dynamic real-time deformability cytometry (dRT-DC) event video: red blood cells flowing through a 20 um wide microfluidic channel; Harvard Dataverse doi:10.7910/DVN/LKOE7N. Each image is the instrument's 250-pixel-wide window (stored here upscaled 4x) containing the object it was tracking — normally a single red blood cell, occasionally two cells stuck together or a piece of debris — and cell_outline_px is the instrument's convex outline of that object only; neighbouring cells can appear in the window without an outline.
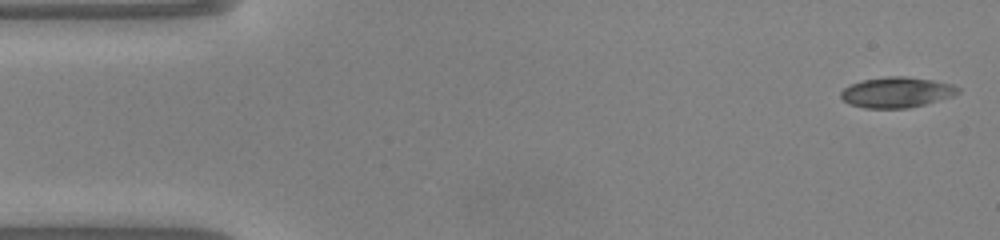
{"species": "common noctule bat (a hibernating species)", "species_latin": "Nyctalus noctula", "temperature_condition": "warm", "stored_images_in_passage": 48, "camera_frame_rate_fps": 3000, "um_per_image_px": 0.085, "animal": {"sex": "male", "body_mass_g": 20.0, "forearm_length_mm": 53.3}, "frame": {"image": 1, "passage_image": 1, "time_ms": 0.0, "image_size_px": [1000, 240], "cell_outline_px": [[960, 92], [952, 96], [924, 104], [908, 108], [864, 108], [848, 104], [840, 96], [840, 92], [844, 88], [852, 84], [864, 80], [888, 76], [904, 76], [932, 80], [952, 84], [960, 88]], "centroid_in_image_um": [76.21, 7.85], "position_along_channel_um": 8.8, "area_um2": 20.69}}
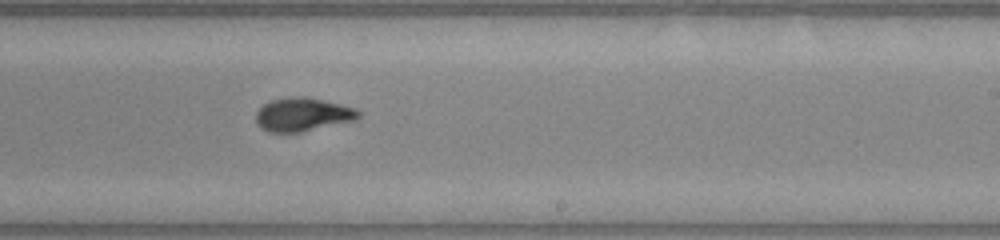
{"frame": {"image": 2, "passage_image": 28, "time_ms": 9.0, "image_size_px": [1000, 240], "cell_outline_px": [[360, 116], [356, 120], [300, 132], [268, 132], [260, 128], [256, 124], [256, 112], [264, 104], [272, 100], [292, 96], [304, 96], [340, 104], [356, 108], [360, 112]], "centroid_in_image_um": [25.72, 9.73], "position_along_channel_um": 263.3, "area_um2": 20.0}}
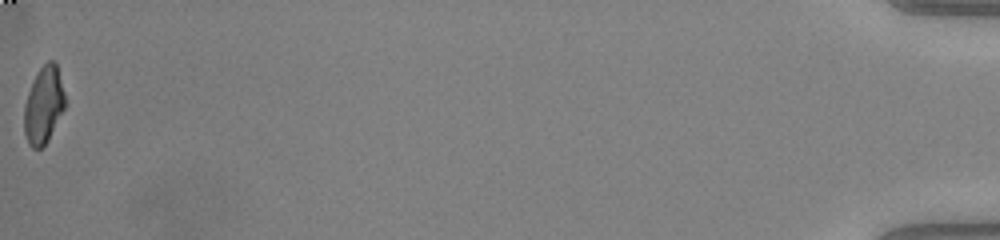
{"frame": {"image": 3, "passage_image": 48, "time_ms": 15.667, "image_size_px": [1000, 240], "cell_outline_px": [[64, 108], [48, 140], [40, 148], [32, 148], [28, 144], [24, 132], [24, 104], [28, 92], [40, 68], [48, 60], [52, 60], [56, 64], [64, 92]], "centroid_in_image_um": [3.69, 8.95], "position_along_channel_um": 431.5, "area_um2": 17.92}, "authors_computed_cell_mechanics": {"area_um2": 19.9988, "velocity_mm_per_s": 4.1253, "shape_relaxation_time_tau1_ms": 2.7385, "shape_relaxation_time_tau2_ms": 1.7566, "deformation_change_tau1": 0.1878, "deformation_change_tau2": 0.075}}